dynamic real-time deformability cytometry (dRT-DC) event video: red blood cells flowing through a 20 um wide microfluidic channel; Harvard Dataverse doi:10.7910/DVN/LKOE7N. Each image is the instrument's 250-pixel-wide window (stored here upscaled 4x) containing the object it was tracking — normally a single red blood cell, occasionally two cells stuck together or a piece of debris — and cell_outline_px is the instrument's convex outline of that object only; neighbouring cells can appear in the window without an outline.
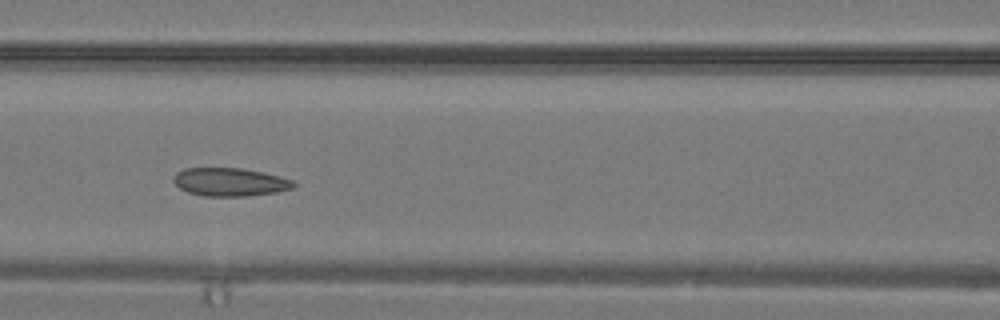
{"species": "common noctule bat (a hibernating species)", "species_latin": "Nyctalus noctula", "temperature_condition": "warm", "stored_images_in_passage": 33, "camera_frame_rate_fps": 3000, "um_per_image_px": 0.085, "animal": {"sex": "male", "body_mass_g": 19.2, "forearm_length_mm": 51.8}, "frame": {"image": 1, "passage_image": 15, "time_ms": 4.667, "image_size_px": [1000, 320], "cell_outline_px": [[296, 184], [292, 188], [276, 192], [244, 196], [204, 196], [188, 192], [180, 188], [172, 180], [176, 172], [184, 168], [240, 168], [264, 172], [280, 176], [292, 180]], "centroid_in_image_um": [19.53, 15.46], "position_along_channel_um": 147.1, "area_um2": 19.71}}
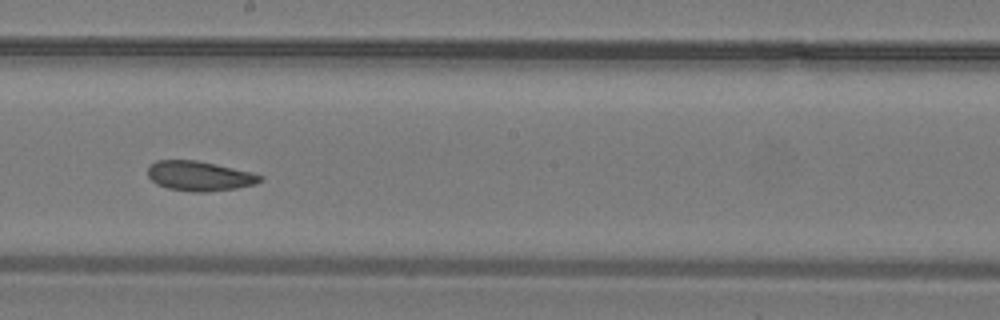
{"frame": {"image": 2, "passage_image": 19, "time_ms": 6.0, "image_size_px": [1000, 320], "cell_outline_px": [[264, 180], [256, 184], [236, 188], [204, 192], [192, 192], [168, 188], [156, 184], [148, 176], [148, 168], [156, 160], [196, 160], [216, 164], [252, 172], [264, 176]], "centroid_in_image_um": [16.98, 14.96], "position_along_channel_um": 231.2, "area_um2": 19.54}}